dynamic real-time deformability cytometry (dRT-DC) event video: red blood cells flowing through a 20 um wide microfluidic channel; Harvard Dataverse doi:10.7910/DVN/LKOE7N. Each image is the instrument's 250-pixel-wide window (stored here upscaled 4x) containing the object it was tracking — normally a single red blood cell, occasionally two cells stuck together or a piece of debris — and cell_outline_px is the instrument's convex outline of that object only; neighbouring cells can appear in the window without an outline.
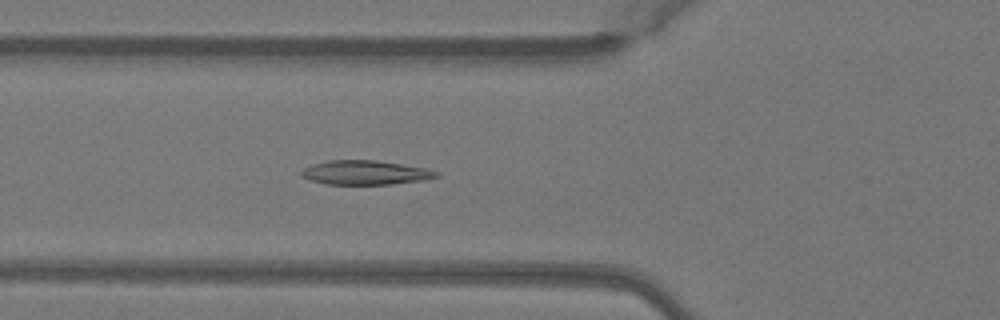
{"species": "Egyptian fruit bat (a non-hibernating species)", "species_latin": "Rousettus aegyptiacus", "temperature_condition": "warm", "stored_images_in_passage": 49, "camera_frame_rate_fps": 3000, "um_per_image_px": 0.085, "animal": {"sex": "female"}, "frame": {"image": 1, "passage_image": 18, "time_ms": 5.667, "image_size_px": [1000, 320], "cell_outline_px": [[440, 176], [424, 180], [392, 184], [324, 184], [308, 180], [300, 176], [300, 172], [304, 168], [312, 164], [328, 160], [376, 160], [428, 168], [440, 172]], "centroid_in_image_um": [31.05, 14.67], "position_along_channel_um": 94.8, "area_um2": 19.31}}
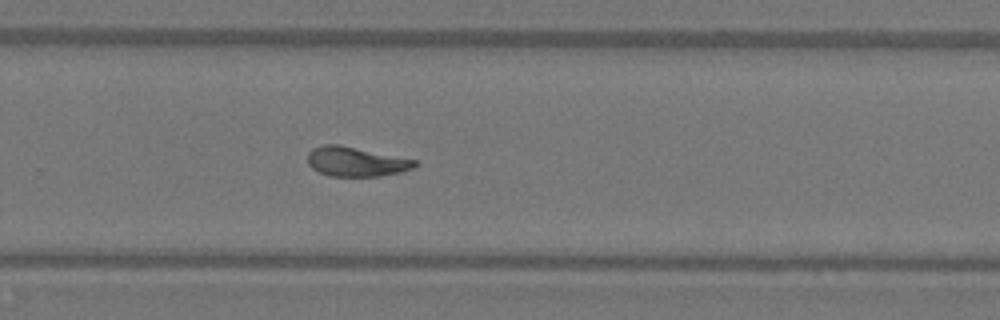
{"frame": {"image": 2, "passage_image": 33, "time_ms": 10.667, "image_size_px": [1000, 320], "cell_outline_px": [[420, 164], [416, 168], [400, 172], [380, 176], [328, 176], [312, 168], [308, 164], [308, 152], [312, 148], [324, 144], [340, 144], [416, 160]], "centroid_in_image_um": [30.28, 13.74], "position_along_channel_um": 299.5, "area_um2": 18.61}}
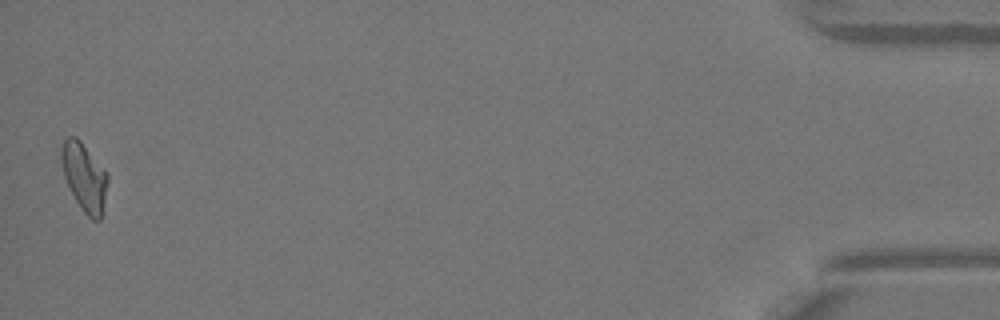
{"frame": {"image": 3, "passage_image": 49, "time_ms": 16.0, "image_size_px": [1000, 320], "cell_outline_px": [[108, 180], [104, 212], [100, 220], [92, 220], [84, 212], [76, 200], [64, 176], [60, 160], [60, 152], [64, 140], [68, 136], [76, 136], [80, 140], [108, 172]], "centroid_in_image_um": [7.19, 15.04], "position_along_channel_um": 428.0, "area_um2": 18.55}, "authors_computed_cell_mechanics": {"area_um2": 18.8428, "velocity_mm_per_s": 4.0993, "shape_relaxation_time_tau1_ms": 6.0282, "shape_relaxation_time_tau2_ms": 3.3458, "deformation_change_tau1": 0.2076, "deformation_change_tau2": 0.0534}}